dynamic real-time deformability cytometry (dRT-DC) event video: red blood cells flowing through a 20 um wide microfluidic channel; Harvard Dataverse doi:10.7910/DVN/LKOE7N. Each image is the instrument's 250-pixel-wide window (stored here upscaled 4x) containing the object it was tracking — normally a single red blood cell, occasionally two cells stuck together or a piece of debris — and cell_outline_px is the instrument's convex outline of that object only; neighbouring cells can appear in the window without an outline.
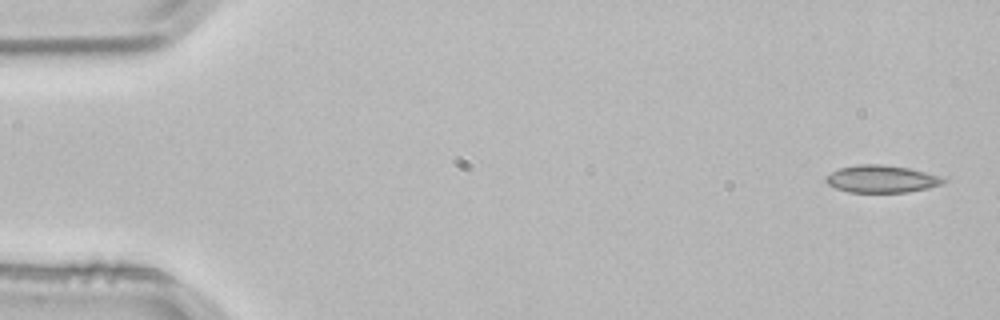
{"species": "common noctule bat (a hibernating species)", "species_latin": "Nyctalus noctula", "temperature_condition": "room temperature", "stored_images_in_passage": 3, "camera_frame_rate_fps": 3000, "um_per_image_px": 0.085, "animal": {"sex": "male", "body_mass_g": 21.5, "forearm_length_mm": 52.0}, "frame": {"image": 1, "passage_image": 1, "time_ms": 0.0, "image_size_px": [1000, 320], "cell_outline_px": [[948, 180], [940, 184], [928, 188], [908, 192], [848, 192], [836, 188], [828, 184], [824, 180], [824, 176], [840, 168], [856, 164], [884, 164], [908, 168], [940, 176]], "centroid_in_image_um": [74.89, 15.21], "position_along_channel_um": 10.1, "area_um2": 18.73}}
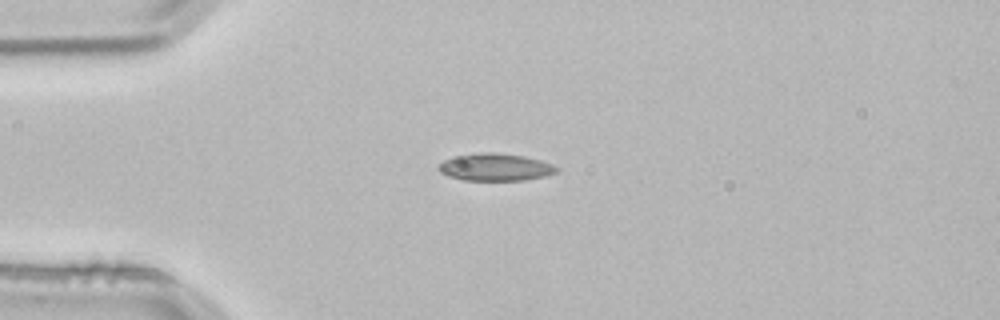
{"frame": {"image": 2, "passage_image": 3, "time_ms": 0.667, "image_size_px": [1000, 320], "cell_outline_px": [[560, 168], [556, 172], [544, 176], [524, 180], [464, 180], [448, 176], [440, 172], [436, 168], [444, 160], [456, 156], [480, 152], [496, 152], [524, 156], [540, 160], [552, 164]], "centroid_in_image_um": [42.1, 14.2], "position_along_channel_um": 42.9, "area_um2": 18.79}}